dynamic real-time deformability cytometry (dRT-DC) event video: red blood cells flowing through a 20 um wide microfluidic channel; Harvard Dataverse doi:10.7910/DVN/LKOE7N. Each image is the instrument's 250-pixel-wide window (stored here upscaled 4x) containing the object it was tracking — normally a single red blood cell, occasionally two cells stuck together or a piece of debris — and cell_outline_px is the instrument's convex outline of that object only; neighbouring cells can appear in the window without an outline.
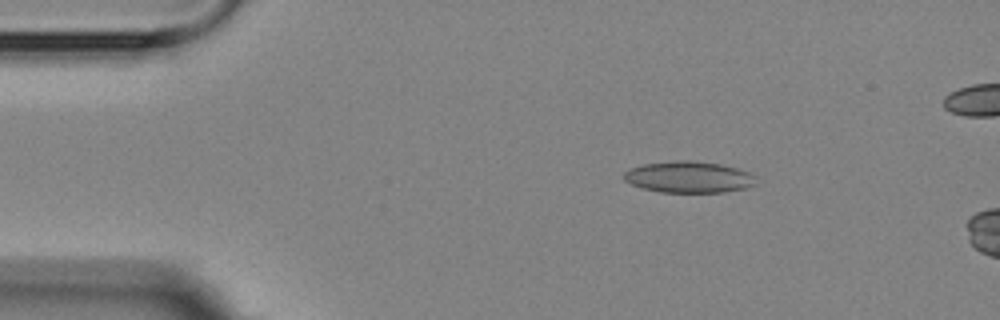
{"species": "Egyptian fruit bat (a non-hibernating species)", "species_latin": "Rousettus aegyptiacus", "temperature_condition": "room temperature", "stored_images_in_passage": 5, "camera_frame_rate_fps": 3000, "um_per_image_px": 0.085, "animal": {"sex": "female"}, "frame": {"image": 1, "passage_image": 3, "time_ms": 2.333, "image_size_px": [1000, 320], "cell_outline_px": [[756, 184], [744, 188], [724, 192], [660, 192], [644, 188], [632, 184], [624, 180], [624, 172], [628, 168], [644, 164], [672, 160], [696, 160], [720, 164], [736, 168], [748, 172], [756, 176]], "centroid_in_image_um": [58.54, 15.04], "position_along_channel_um": 26.5, "area_um2": 24.28}}